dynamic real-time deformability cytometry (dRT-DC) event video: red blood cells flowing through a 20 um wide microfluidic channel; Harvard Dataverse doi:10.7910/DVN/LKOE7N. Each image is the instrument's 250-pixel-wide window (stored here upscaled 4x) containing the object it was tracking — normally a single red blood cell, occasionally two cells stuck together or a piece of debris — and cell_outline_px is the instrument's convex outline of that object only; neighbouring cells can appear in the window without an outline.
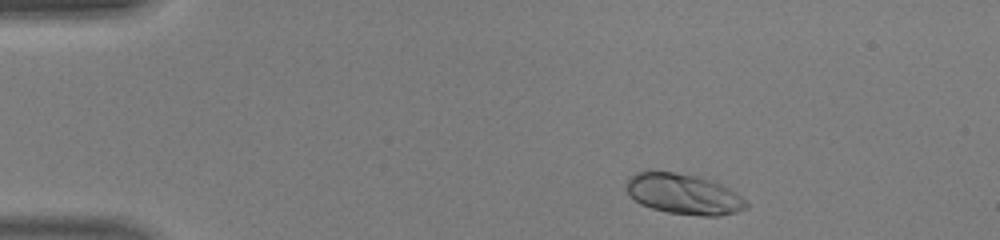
{"species": "human", "species_latin": "Homo sapiens", "temperature_condition": "warm", "stored_images_in_passage": 42, "camera_frame_rate_fps": 3000, "um_per_image_px": 0.085, "donor": {"sex": "male"}, "frame": {"image": 1, "passage_image": 3, "time_ms": 0.667, "image_size_px": [1000, 240], "cell_outline_px": [[748, 208], [736, 212], [720, 216], [700, 216], [668, 212], [652, 208], [640, 204], [628, 192], [624, 184], [628, 176], [636, 172], [648, 168], [696, 176], [712, 180], [736, 192], [748, 204]], "centroid_in_image_um": [58.05, 16.47], "position_along_channel_um": 26.9, "area_um2": 28.73}}
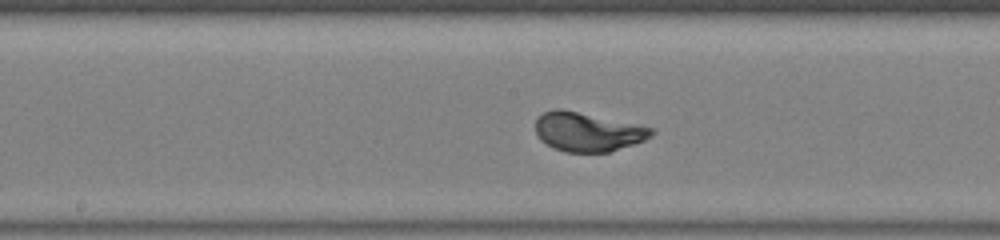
{"frame": {"image": 2, "passage_image": 20, "time_ms": 6.333, "image_size_px": [1000, 240], "cell_outline_px": [[656, 132], [652, 136], [644, 140], [608, 152], [564, 152], [552, 148], [540, 140], [536, 132], [536, 120], [544, 112], [556, 108], [560, 108], [640, 124], [656, 128]], "centroid_in_image_um": [49.98, 11.2], "position_along_channel_um": 198.2, "area_um2": 26.59}}
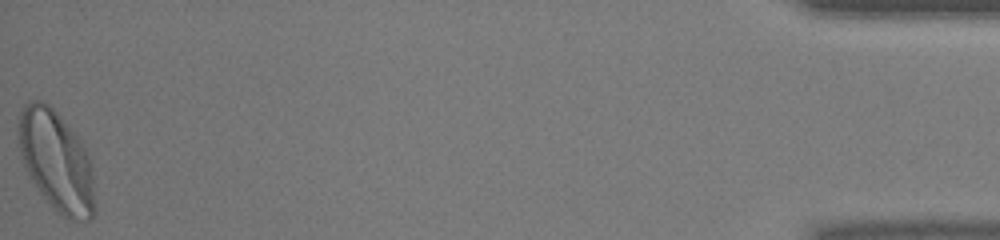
{"frame": {"image": 3, "passage_image": 42, "time_ms": 13.667, "image_size_px": [1000, 240], "cell_outline_px": [[96, 208], [92, 220], [68, 220], [40, 192], [24, 168], [20, 152], [16, 128], [20, 112], [24, 104], [28, 100], [40, 100], [48, 104], [56, 112], [84, 144], [88, 152], [92, 172]], "centroid_in_image_um": [4.78, 13.67], "position_along_channel_um": 430.4, "area_um2": 44.8}, "authors_computed_cell_mechanics": {"area_um2": 26.877, "velocity_mm_per_s": 4.4388, "shape_relaxation_time_tau1_ms": 1.551, "shape_relaxation_time_tau2_ms": null, "deformation_change_tau1": 0.1403, "deformation_change_tau2": null}}